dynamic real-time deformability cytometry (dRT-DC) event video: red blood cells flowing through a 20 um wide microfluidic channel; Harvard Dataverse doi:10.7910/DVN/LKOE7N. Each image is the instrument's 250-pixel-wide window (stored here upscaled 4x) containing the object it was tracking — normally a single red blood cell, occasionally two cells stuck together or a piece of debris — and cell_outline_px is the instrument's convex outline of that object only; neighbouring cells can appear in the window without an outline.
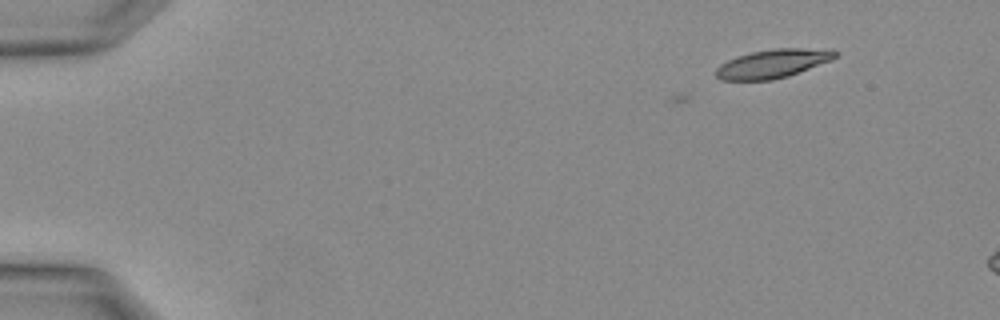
{"species": "Egyptian fruit bat (a non-hibernating species)", "species_latin": "Rousettus aegyptiacus", "temperature_condition": "warm", "stored_images_in_passage": 3, "camera_frame_rate_fps": 3000, "um_per_image_px": 0.085, "animal": {"sex": "female"}, "frame": {"image": 1, "passage_image": 1, "time_ms": 0.0, "image_size_px": [1000, 320], "cell_outline_px": [[840, 52], [832, 60], [788, 76], [772, 80], [720, 80], [716, 76], [716, 68], [720, 64], [728, 60], [752, 52], [772, 48], [832, 48]], "centroid_in_image_um": [65.75, 5.39], "position_along_channel_um": 19.3, "area_um2": 20.06}}